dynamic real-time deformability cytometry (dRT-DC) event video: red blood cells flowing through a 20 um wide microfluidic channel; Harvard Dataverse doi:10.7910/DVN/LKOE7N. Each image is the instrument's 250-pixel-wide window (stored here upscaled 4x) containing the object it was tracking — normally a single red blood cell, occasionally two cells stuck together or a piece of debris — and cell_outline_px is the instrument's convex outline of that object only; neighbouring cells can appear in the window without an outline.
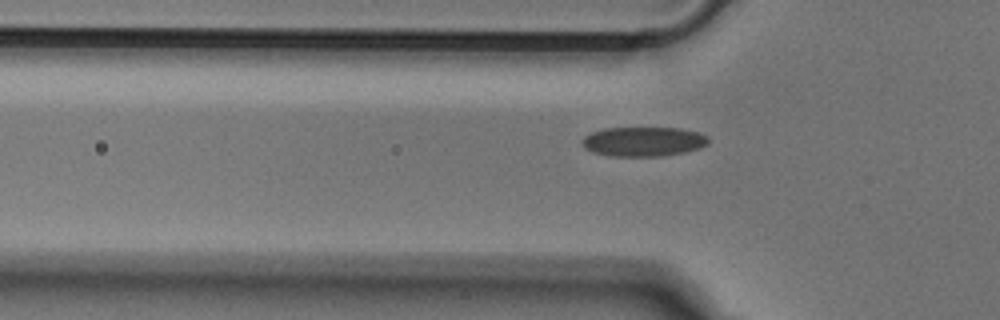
{"species": "Egyptian fruit bat (a non-hibernating species)", "species_latin": "Rousettus aegyptiacus", "temperature_condition": "cold", "stored_images_in_passage": 34, "camera_frame_rate_fps": 3000, "um_per_image_px": 0.085, "animal": {"sex": "male"}, "frame": {"image": 1, "passage_image": 4, "time_ms": 1.0, "image_size_px": [1000, 320], "cell_outline_px": [[708, 144], [700, 148], [684, 152], [664, 156], [612, 156], [592, 152], [584, 148], [580, 140], [584, 136], [592, 132], [604, 128], [680, 128], [696, 132], [708, 136]], "centroid_in_image_um": [54.66, 12.03], "position_along_channel_um": 71.1, "area_um2": 21.79}}
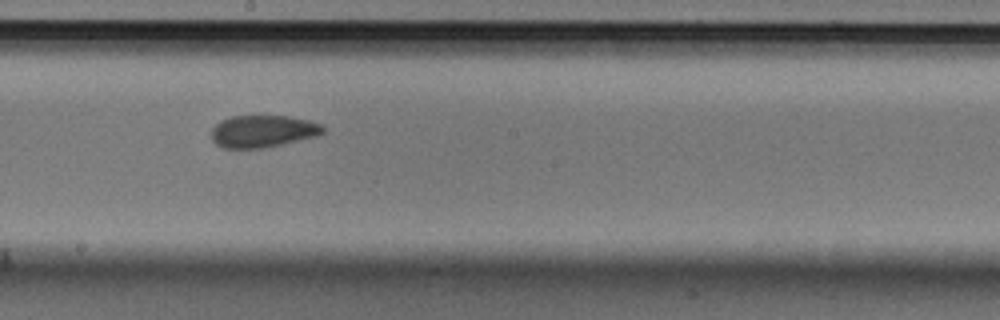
{"frame": {"image": 2, "passage_image": 16, "time_ms": 5.0, "image_size_px": [1000, 320], "cell_outline_px": [[324, 132], [320, 136], [264, 148], [220, 148], [212, 140], [212, 128], [220, 120], [232, 116], [288, 116], [308, 120], [320, 124], [324, 128]], "centroid_in_image_um": [22.34, 11.16], "position_along_channel_um": 225.9, "area_um2": 21.1}}
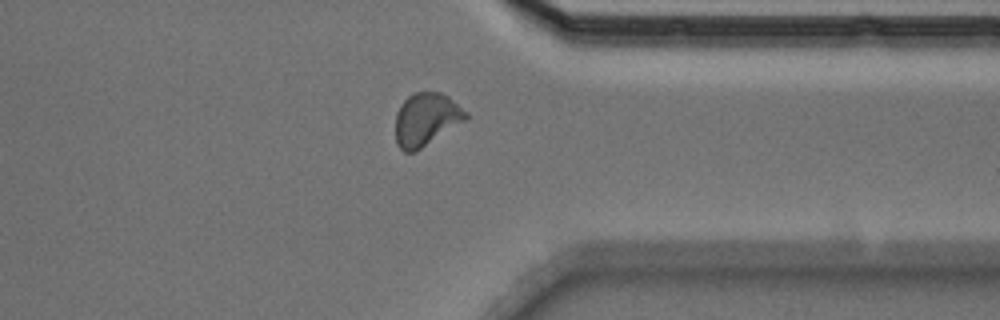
{"frame": {"image": 3, "passage_image": 28, "time_ms": 9.0, "image_size_px": [1000, 320], "cell_outline_px": [[468, 120], [416, 152], [404, 152], [396, 144], [396, 112], [400, 104], [412, 92], [440, 92], [448, 96], [468, 112]], "centroid_in_image_um": [36.24, 10.16], "position_along_channel_um": 375.2, "area_um2": 22.14}}